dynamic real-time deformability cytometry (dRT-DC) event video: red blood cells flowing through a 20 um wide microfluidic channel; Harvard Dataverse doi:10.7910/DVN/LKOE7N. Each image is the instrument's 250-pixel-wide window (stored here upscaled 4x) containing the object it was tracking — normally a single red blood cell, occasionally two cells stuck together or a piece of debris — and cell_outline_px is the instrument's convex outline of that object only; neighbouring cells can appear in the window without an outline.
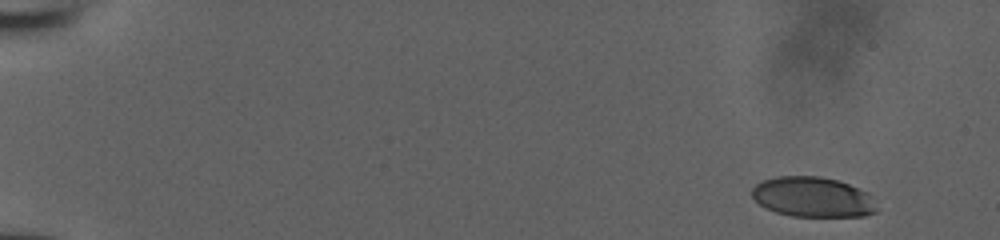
{"species": "human", "species_latin": "Homo sapiens", "temperature_condition": "room temperature", "stored_images_in_passage": 49, "camera_frame_rate_fps": 3000, "um_per_image_px": 0.085, "donor": {"sex": "male"}, "frame": {"image": 1, "passage_image": 1, "time_ms": 0.0, "image_size_px": [1000, 240], "cell_outline_px": [[876, 212], [864, 216], [792, 216], [776, 212], [760, 204], [752, 196], [752, 188], [756, 184], [764, 180], [776, 176], [820, 176], [836, 180], [848, 184], [868, 192], [876, 208]], "centroid_in_image_um": [69.08, 16.74], "position_along_channel_um": 15.9, "area_um2": 28.9}}
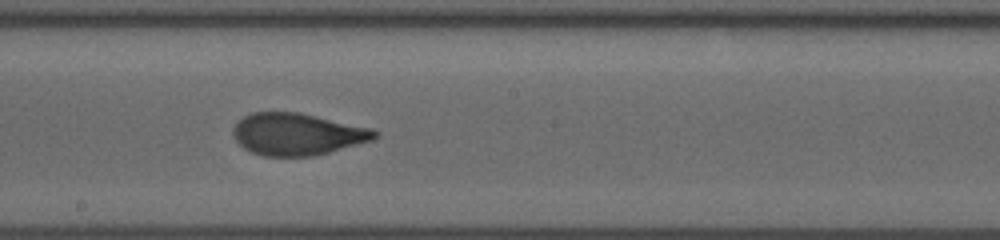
{"frame": {"image": 2, "passage_image": 28, "time_ms": 9.0, "image_size_px": [1000, 240], "cell_outline_px": [[380, 136], [372, 140], [328, 152], [312, 156], [264, 156], [252, 152], [244, 148], [232, 136], [232, 128], [244, 116], [252, 112], [300, 112], [372, 128], [380, 132]], "centroid_in_image_um": [25.28, 11.39], "position_along_channel_um": 222.9, "area_um2": 34.68}}
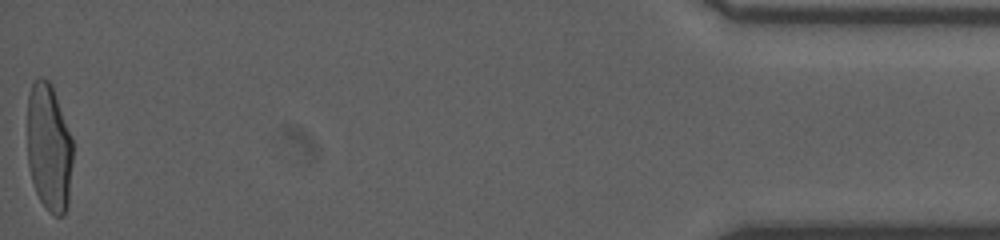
{"frame": {"image": 3, "passage_image": 49, "time_ms": 16.0, "image_size_px": [1000, 240], "cell_outline_px": [[72, 164], [68, 208], [64, 216], [56, 216], [48, 212], [44, 208], [36, 192], [32, 180], [28, 164], [28, 96], [32, 84], [36, 76], [40, 76], [48, 80], [52, 84], [72, 136]], "centroid_in_image_um": [4.17, 12.56], "position_along_channel_um": 431.0, "area_um2": 34.45}}